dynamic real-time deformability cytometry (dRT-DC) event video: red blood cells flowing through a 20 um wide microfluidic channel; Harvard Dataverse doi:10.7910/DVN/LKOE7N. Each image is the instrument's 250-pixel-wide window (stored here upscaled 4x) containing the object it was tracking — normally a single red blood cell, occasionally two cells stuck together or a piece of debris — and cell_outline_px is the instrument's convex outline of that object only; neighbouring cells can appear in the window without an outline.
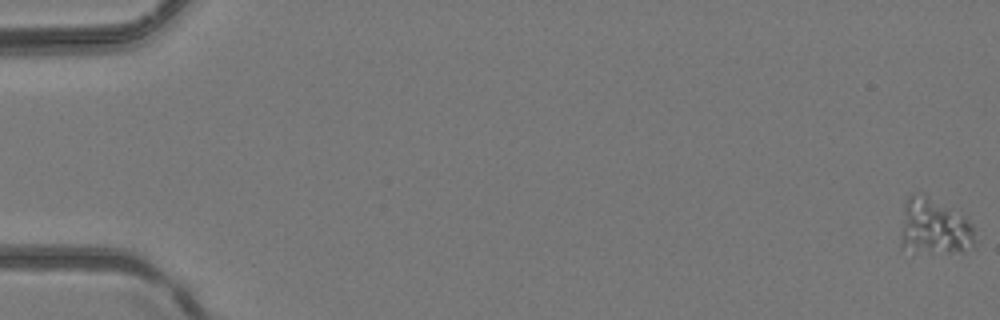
{"species": "common noctule bat (a hibernating species)", "species_latin": "Nyctalus noctula", "temperature_condition": "room temperature", "stored_images_in_passage": 5, "camera_frame_rate_fps": 3000, "um_per_image_px": 0.085, "animal": {"sex": "female", "body_mass_g": 24.6, "forearm_length_mm": 56.2}, "frame": {"image": 1, "passage_image": 1, "time_ms": 0.0, "image_size_px": [1000, 320], "cell_outline_px": [[976, 244], [972, 248], [964, 252], [928, 252], [900, 248], [900, 232], [904, 208], [908, 196], [912, 192], [924, 192], [964, 216], [976, 228]], "centroid_in_image_um": [79.44, 19.26], "position_along_channel_um": 5.6, "area_um2": 25.03}}
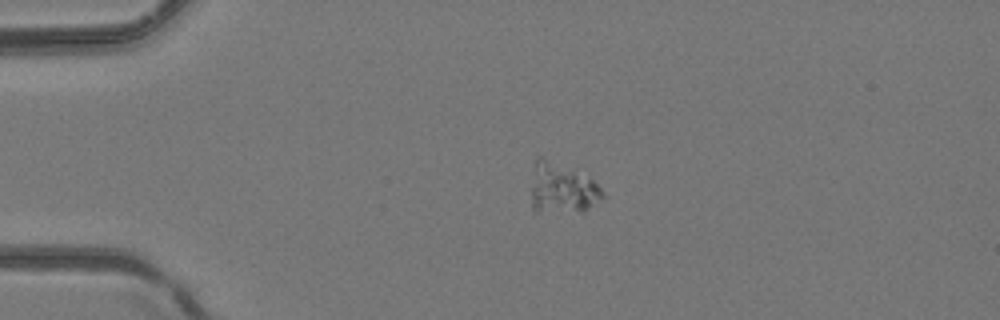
{"frame": {"image": 2, "passage_image": 4, "time_ms": 1.0, "image_size_px": [1000, 320], "cell_outline_px": [[604, 196], [584, 212], [536, 212], [532, 208], [532, 188], [536, 156], [540, 156], [592, 180], [604, 192]], "centroid_in_image_um": [47.76, 16.07], "position_along_channel_um": 37.2, "area_um2": 20.35}}